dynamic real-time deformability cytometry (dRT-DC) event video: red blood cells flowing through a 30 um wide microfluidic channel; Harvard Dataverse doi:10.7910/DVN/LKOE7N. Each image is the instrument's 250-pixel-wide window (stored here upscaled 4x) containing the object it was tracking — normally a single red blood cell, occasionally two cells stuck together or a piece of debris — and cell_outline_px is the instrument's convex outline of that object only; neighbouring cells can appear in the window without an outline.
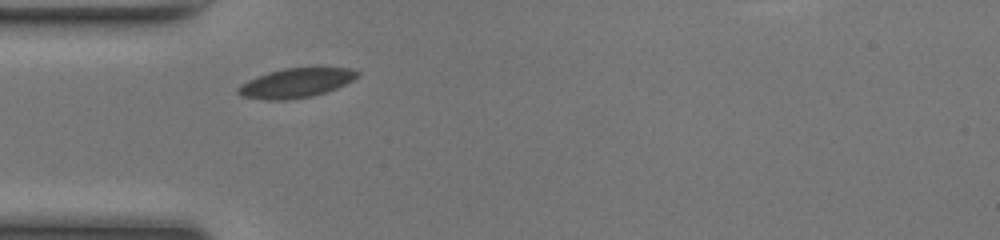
{"species": "common noctule bat (a hibernating species)", "species_latin": "Nyctalus noctula", "temperature_condition": "room temperature", "stored_images_in_passage": 4, "camera_frame_rate_fps": 3000, "um_per_image_px": 0.085, "animal": {"sex": "female", "body_mass_g": 17.0, "forearm_length_mm": 48.0}, "frame": {"image": 1, "passage_image": 1, "time_ms": 0.0, "image_size_px": [1000, 240], "cell_outline_px": [[360, 76], [336, 88], [312, 96], [284, 100], [264, 100], [240, 96], [236, 92], [236, 88], [240, 84], [248, 80], [268, 72], [284, 68], [316, 64], [352, 68], [360, 72]], "centroid_in_image_um": [25.2, 6.99], "position_along_channel_um": 59.8, "area_um2": 21.39}}
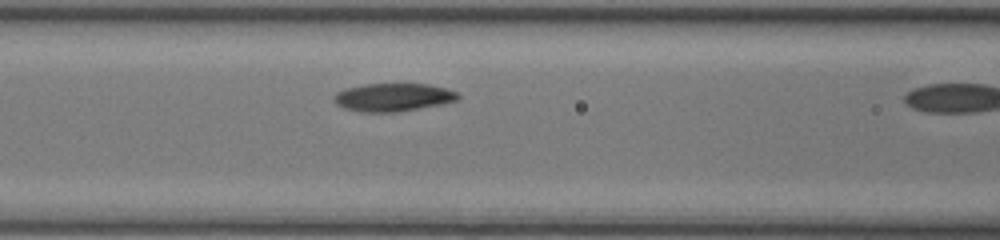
{"frame": {"image": 2, "passage_image": 3, "time_ms": 0.667, "image_size_px": [1000, 240], "cell_outline_px": [[460, 96], [456, 100], [440, 104], [400, 112], [360, 112], [344, 108], [336, 104], [332, 100], [332, 96], [336, 92], [344, 88], [364, 84], [428, 84], [444, 88], [456, 92]], "centroid_in_image_um": [33.33, 8.27], "position_along_channel_um": 133.3, "area_um2": 20.35}}